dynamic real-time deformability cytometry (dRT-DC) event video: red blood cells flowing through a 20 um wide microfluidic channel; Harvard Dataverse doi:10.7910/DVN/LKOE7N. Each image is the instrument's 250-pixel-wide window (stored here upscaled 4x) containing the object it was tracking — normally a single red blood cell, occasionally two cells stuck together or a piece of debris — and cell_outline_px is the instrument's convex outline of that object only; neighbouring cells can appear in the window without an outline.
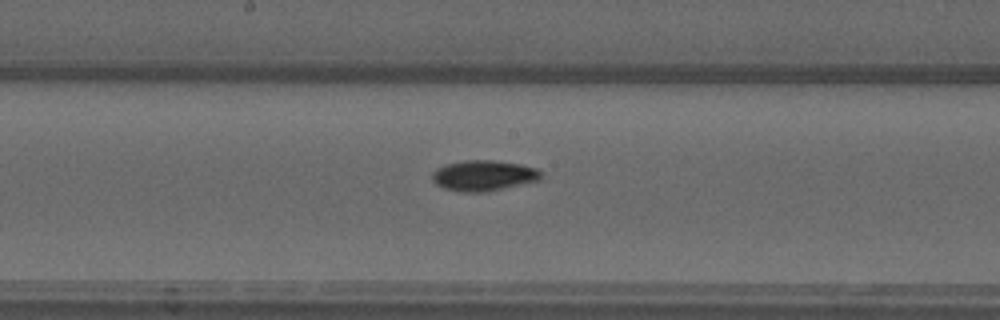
{"species": "common noctule bat (a hibernating species)", "species_latin": "Nyctalus noctula", "temperature_condition": "warm", "stored_images_in_passage": 45, "camera_frame_rate_fps": 3000, "um_per_image_px": 0.085, "animal": {"sex": "male", "forearm_length_mm": 52.5}, "frame": {"image": 1, "passage_image": 22, "time_ms": 7.0, "image_size_px": [1000, 320], "cell_outline_px": [[544, 172], [540, 180], [488, 192], [464, 192], [444, 188], [436, 184], [432, 180], [432, 172], [436, 168], [448, 164], [464, 160], [492, 160], [520, 164], [536, 168]], "centroid_in_image_um": [41.13, 14.92], "position_along_channel_um": 207.1, "area_um2": 19.54}}
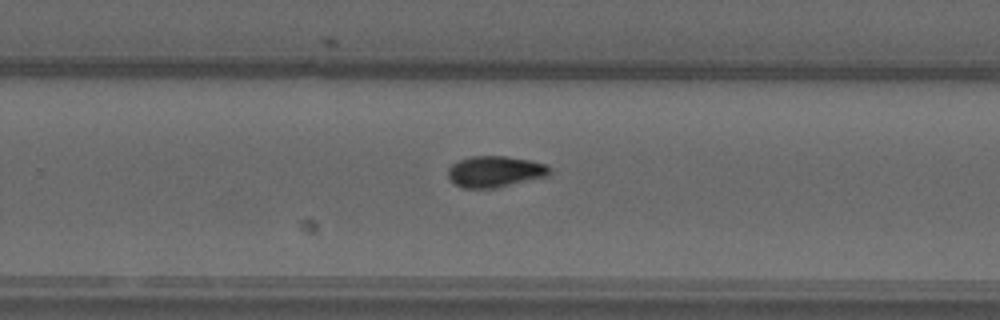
{"frame": {"image": 2, "passage_image": 28, "time_ms": 9.0, "image_size_px": [1000, 320], "cell_outline_px": [[552, 172], [548, 176], [496, 188], [464, 188], [456, 184], [448, 176], [448, 168], [452, 164], [460, 160], [472, 156], [504, 156], [528, 160], [544, 164], [552, 168]], "centroid_in_image_um": [42.1, 14.59], "position_along_channel_um": 287.7, "area_um2": 18.38}}
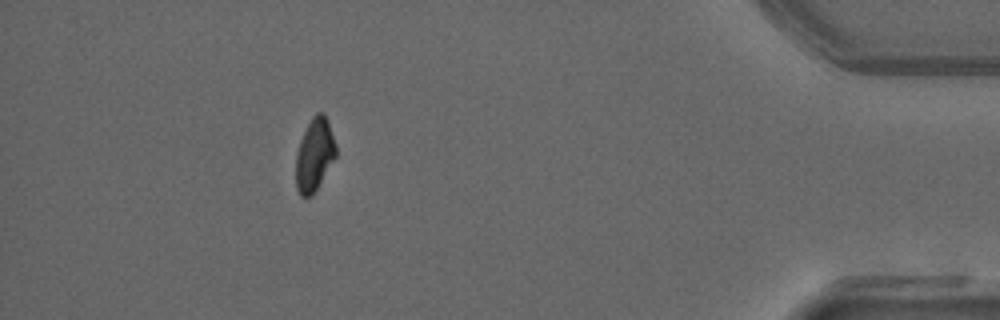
{"frame": {"image": 3, "passage_image": 41, "time_ms": 13.333, "image_size_px": [1000, 320], "cell_outline_px": [[336, 156], [312, 196], [300, 196], [296, 188], [296, 152], [300, 140], [312, 116], [316, 112], [324, 112], [328, 120], [336, 144]], "centroid_in_image_um": [26.73, 13.13], "position_along_channel_um": 408.5, "area_um2": 16.99}, "authors_computed_cell_mechanics": {"area_um2": 17.8602, "velocity_mm_per_s": 4.0477, "shape_relaxation_time_tau1_ms": 5.5379, "shape_relaxation_time_tau2_ms": null, "deformation_change_tau1": 0.1815, "deformation_change_tau2": null}}